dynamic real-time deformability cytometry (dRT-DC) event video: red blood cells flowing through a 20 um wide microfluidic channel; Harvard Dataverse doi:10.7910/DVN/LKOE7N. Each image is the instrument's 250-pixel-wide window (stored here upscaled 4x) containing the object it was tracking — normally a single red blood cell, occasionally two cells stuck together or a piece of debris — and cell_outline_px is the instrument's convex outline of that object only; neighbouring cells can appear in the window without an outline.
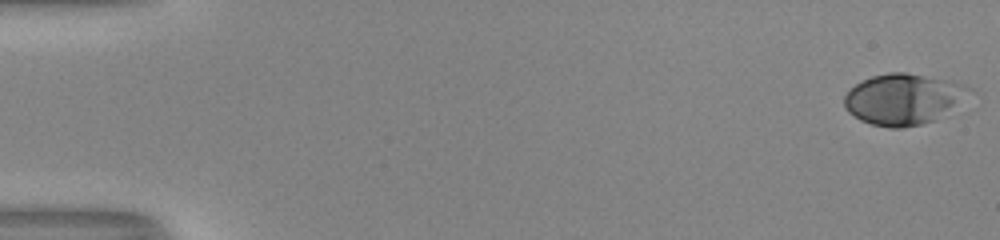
{"species": "human", "species_latin": "Homo sapiens", "temperature_condition": "room temperature", "stored_images_in_passage": 53, "camera_frame_rate_fps": 3000, "um_per_image_px": 0.085, "donor": {"sex": "male"}, "frame": {"image": 1, "passage_image": 1, "time_ms": 0.0, "image_size_px": [1000, 240], "cell_outline_px": [[976, 92], [936, 120], [920, 124], [900, 128], [888, 128], [872, 124], [860, 120], [848, 112], [844, 108], [844, 96], [856, 84], [872, 76], [888, 72], [904, 72], [952, 80], [964, 84], [972, 88]], "centroid_in_image_um": [76.84, 8.42], "position_along_channel_um": 8.2, "area_um2": 37.45}}
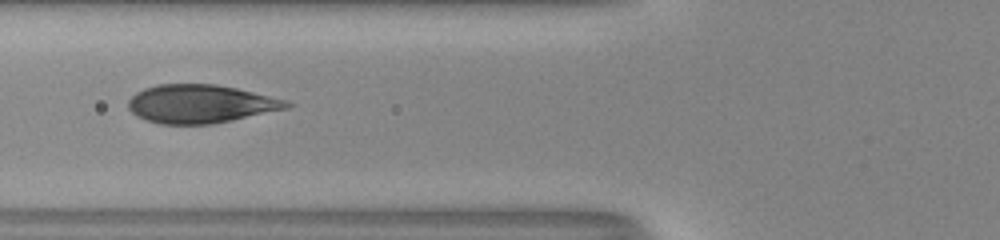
{"frame": {"image": 2, "passage_image": 22, "time_ms": 7.0, "image_size_px": [1000, 240], "cell_outline_px": [[292, 104], [288, 108], [232, 120], [212, 124], [160, 124], [144, 120], [136, 116], [128, 108], [128, 100], [136, 92], [144, 88], [160, 84], [216, 84], [236, 88], [288, 100]], "centroid_in_image_um": [17.02, 8.83], "position_along_channel_um": 108.8, "area_um2": 35.43}}
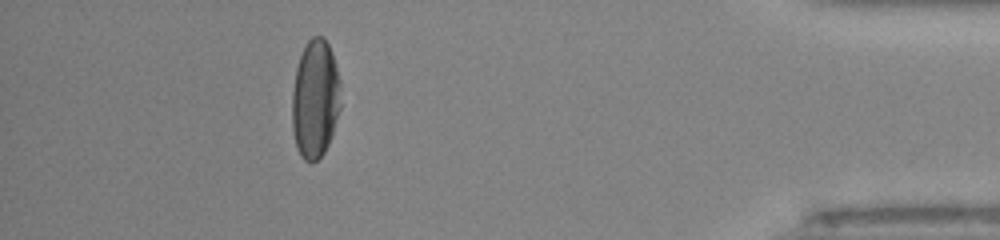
{"frame": {"image": 3, "passage_image": 48, "time_ms": 15.667, "image_size_px": [1000, 240], "cell_outline_px": [[340, 108], [328, 144], [324, 152], [312, 164], [304, 160], [300, 156], [296, 148], [292, 132], [292, 92], [296, 68], [300, 56], [308, 40], [312, 36], [324, 36], [332, 52], [340, 84]], "centroid_in_image_um": [26.77, 8.43], "position_along_channel_um": 408.4, "area_um2": 33.7}, "authors_computed_cell_mechanics": {"area_um2": 36.4718, "velocity_mm_per_s": 4.0433, "shape_relaxation_time_tau1_ms": 5.9757, "shape_relaxation_time_tau2_ms": null, "deformation_change_tau1": 0.2417, "deformation_change_tau2": null}}